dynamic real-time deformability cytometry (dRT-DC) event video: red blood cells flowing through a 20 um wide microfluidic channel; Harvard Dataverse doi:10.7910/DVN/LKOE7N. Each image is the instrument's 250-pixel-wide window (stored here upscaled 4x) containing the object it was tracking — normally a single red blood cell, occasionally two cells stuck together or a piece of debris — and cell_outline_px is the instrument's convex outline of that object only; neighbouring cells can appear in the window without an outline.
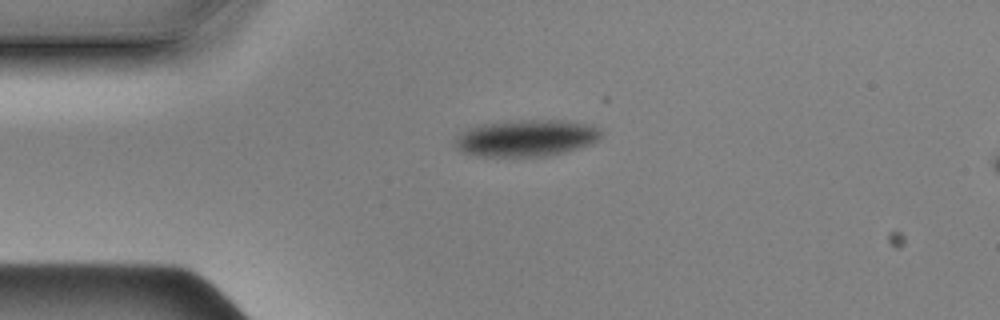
{"species": "Egyptian fruit bat (a non-hibernating species)", "species_latin": "Rousettus aegyptiacus", "temperature_condition": "cold", "stored_images_in_passage": 20, "camera_frame_rate_fps": 3000, "um_per_image_px": 0.085, "animal": {"sex": "male"}, "frame": {"image": 1, "passage_image": 1, "time_ms": 0.0, "image_size_px": [1000, 320], "cell_outline_px": [[604, 136], [592, 144], [564, 152], [548, 156], [484, 156], [464, 152], [456, 148], [456, 140], [468, 128], [484, 124], [524, 120], [568, 120], [592, 124], [604, 128]], "centroid_in_image_um": [44.9, 11.72], "position_along_channel_um": 40.1, "area_um2": 31.27}}
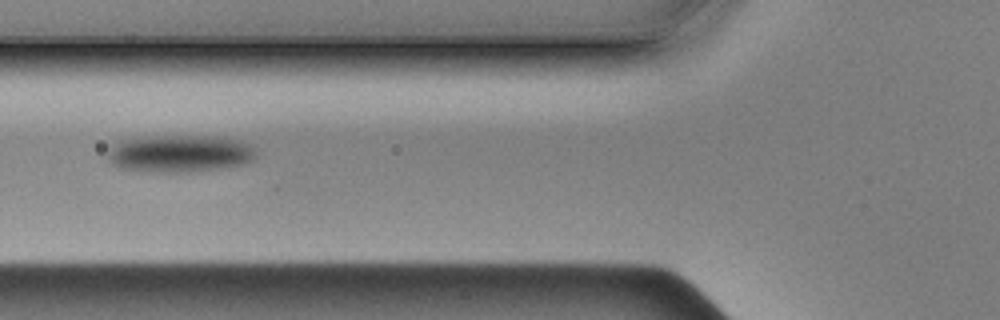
{"frame": {"image": 2, "passage_image": 9, "time_ms": 2.667, "image_size_px": [1000, 320], "cell_outline_px": [[256, 156], [252, 160], [240, 164], [216, 168], [188, 172], [160, 172], [120, 168], [112, 164], [108, 160], [108, 148], [112, 144], [120, 140], [132, 136], [224, 136], [240, 140], [248, 144], [252, 148]], "centroid_in_image_um": [15.19, 13.02], "position_along_channel_um": 110.6, "area_um2": 32.43}}
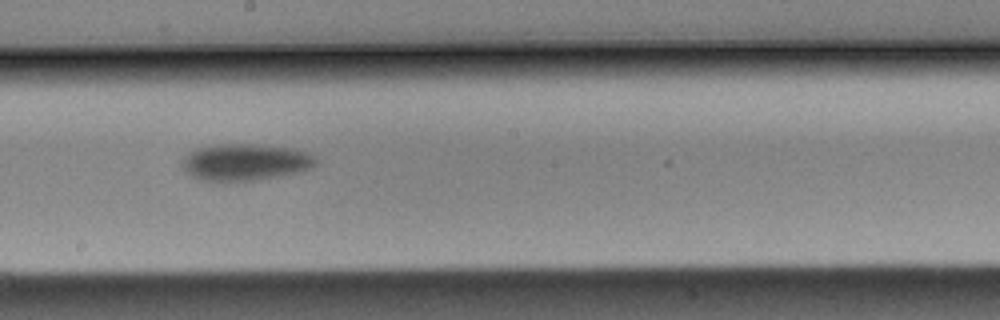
{"frame": {"image": 3, "passage_image": 19, "time_ms": 6.0, "image_size_px": [1000, 320], "cell_outline_px": [[316, 164], [308, 168], [296, 172], [280, 176], [256, 180], [224, 184], [220, 184], [200, 180], [188, 176], [180, 168], [180, 160], [188, 152], [196, 148], [220, 144], [260, 144], [296, 148], [308, 152], [316, 156]], "centroid_in_image_um": [20.74, 13.81], "position_along_channel_um": 227.5, "area_um2": 29.88}}